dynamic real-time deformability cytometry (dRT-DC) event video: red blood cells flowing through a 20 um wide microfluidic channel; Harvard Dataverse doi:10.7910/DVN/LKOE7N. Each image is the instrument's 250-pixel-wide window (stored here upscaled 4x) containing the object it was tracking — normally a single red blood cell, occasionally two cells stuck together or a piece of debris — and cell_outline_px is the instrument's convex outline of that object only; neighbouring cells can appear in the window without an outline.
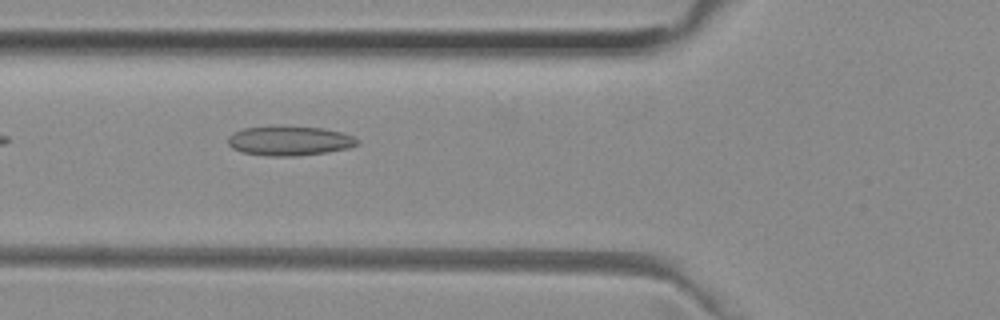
{"species": "common noctule bat (a hibernating species)", "species_latin": "Nyctalus noctula", "temperature_condition": "room temperature", "stored_images_in_passage": 36, "camera_frame_rate_fps": 3000, "um_per_image_px": 0.085, "animal": {"sex": "female", "body_mass_g": 29.2, "forearm_length_mm": 56.3}, "frame": {"image": 1, "passage_image": 3, "time_ms": 0.667, "image_size_px": [1000, 320], "cell_outline_px": [[360, 144], [348, 148], [328, 152], [296, 156], [268, 156], [240, 152], [232, 148], [228, 144], [228, 136], [232, 132], [244, 128], [276, 124], [324, 128], [340, 132], [352, 136], [360, 140]], "centroid_in_image_um": [24.58, 11.94], "position_along_channel_um": 101.2, "area_um2": 22.95}}
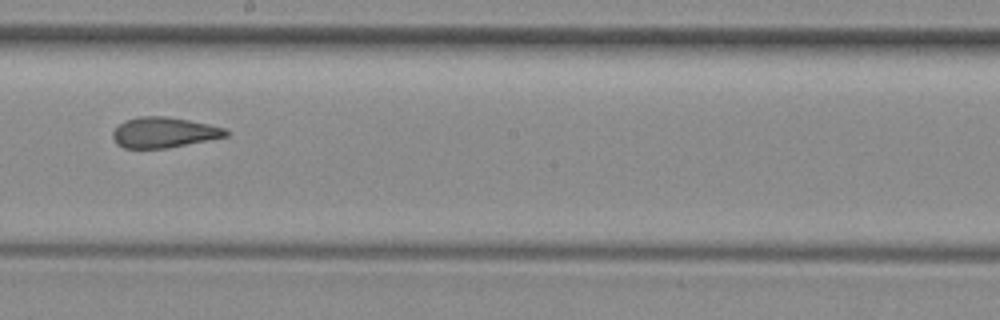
{"frame": {"image": 2, "passage_image": 13, "time_ms": 4.0, "image_size_px": [1000, 320], "cell_outline_px": [[232, 132], [228, 136], [168, 148], [124, 148], [116, 144], [112, 136], [112, 132], [124, 120], [140, 116], [164, 116], [188, 120], [228, 128]], "centroid_in_image_um": [13.96, 11.26], "position_along_channel_um": 234.2, "area_um2": 20.23}}
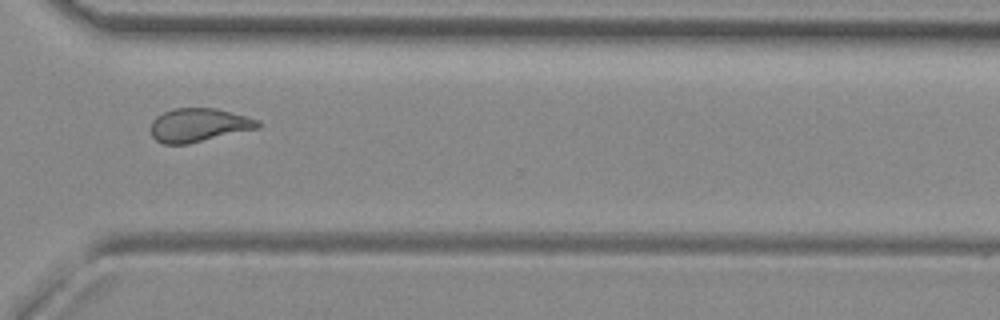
{"frame": {"image": 3, "passage_image": 22, "time_ms": 7.0, "image_size_px": [1000, 320], "cell_outline_px": [[260, 128], [188, 144], [164, 144], [156, 140], [152, 136], [152, 120], [156, 116], [164, 112], [176, 108], [216, 108], [248, 116], [260, 120]], "centroid_in_image_um": [16.93, 10.63], "position_along_channel_um": 353.7, "area_um2": 21.04}}